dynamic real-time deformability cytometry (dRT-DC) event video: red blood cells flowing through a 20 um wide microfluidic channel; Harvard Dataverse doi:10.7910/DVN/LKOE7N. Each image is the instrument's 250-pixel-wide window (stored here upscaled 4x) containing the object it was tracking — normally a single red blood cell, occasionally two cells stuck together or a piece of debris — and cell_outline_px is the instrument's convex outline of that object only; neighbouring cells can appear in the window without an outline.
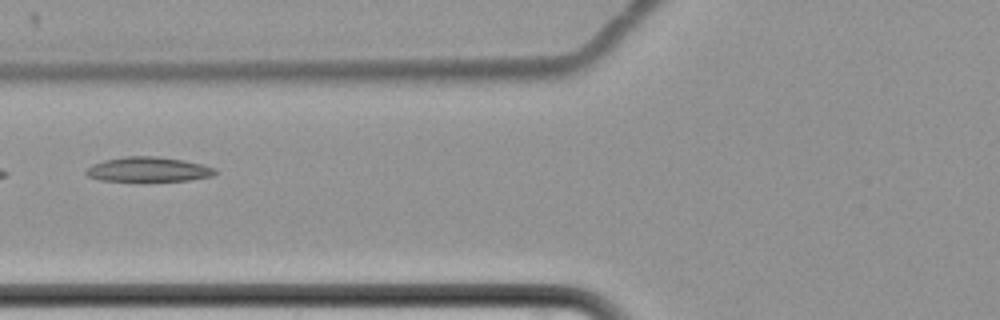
{"species": "common noctule bat (a hibernating species)", "species_latin": "Nyctalus noctula", "temperature_condition": "cold", "stored_images_in_passage": 5, "camera_frame_rate_fps": 3000, "um_per_image_px": 0.085, "animal": {"sex": "female", "body_mass_g": 22.7, "forearm_length_mm": 54.2}, "frame": {"image": 1, "passage_image": 4, "time_ms": 3.667, "image_size_px": [1000, 320], "cell_outline_px": [[220, 172], [212, 176], [188, 180], [144, 184], [100, 180], [88, 176], [84, 172], [92, 164], [104, 160], [124, 156], [156, 156], [184, 160], [216, 168]], "centroid_in_image_um": [12.6, 14.45], "position_along_channel_um": 113.2, "area_um2": 19.65}}
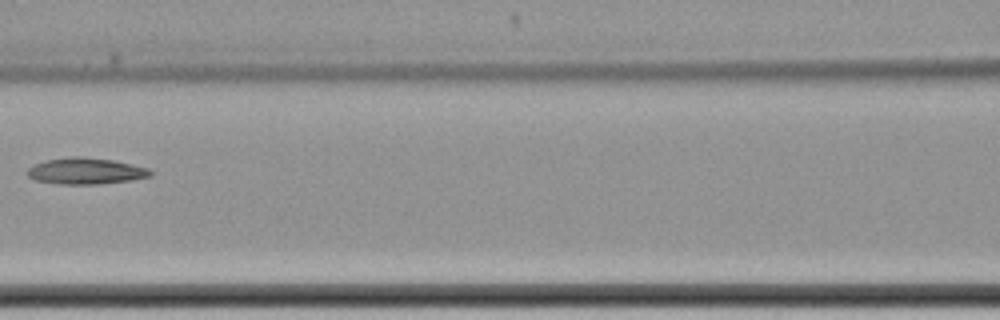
{"frame": {"image": 2, "passage_image": 5, "time_ms": 5.0, "image_size_px": [1000, 320], "cell_outline_px": [[152, 176], [132, 180], [100, 184], [60, 184], [36, 180], [28, 176], [24, 172], [28, 168], [36, 164], [48, 160], [72, 156], [84, 156], [112, 160], [148, 168], [152, 172]], "centroid_in_image_um": [7.29, 14.54], "position_along_channel_um": 159.3, "area_um2": 18.84}}